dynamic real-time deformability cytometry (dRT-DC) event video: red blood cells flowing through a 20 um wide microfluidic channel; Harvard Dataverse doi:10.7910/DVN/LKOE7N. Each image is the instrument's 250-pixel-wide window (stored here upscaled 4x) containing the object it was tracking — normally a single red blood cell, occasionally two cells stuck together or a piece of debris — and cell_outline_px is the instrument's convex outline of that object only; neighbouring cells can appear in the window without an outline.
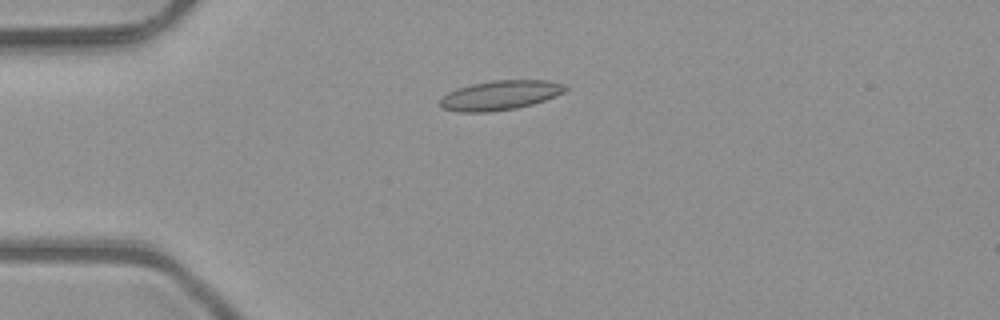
{"species": "common noctule bat (a hibernating species)", "species_latin": "Nyctalus noctula", "temperature_condition": "room temperature", "stored_images_in_passage": 6, "camera_frame_rate_fps": 3000, "um_per_image_px": 0.085, "animal": {"sex": "male", "body_mass_g": 23.1, "forearm_length_mm": 52.7}, "frame": {"image": 1, "passage_image": 4, "time_ms": 1.0, "image_size_px": [1000, 320], "cell_outline_px": [[568, 88], [564, 92], [556, 96], [532, 104], [516, 108], [488, 112], [456, 112], [440, 108], [440, 100], [448, 92], [456, 88], [472, 84], [492, 80], [548, 80], [564, 84]], "centroid_in_image_um": [42.5, 8.09], "position_along_channel_um": 42.5, "area_um2": 21.62}}
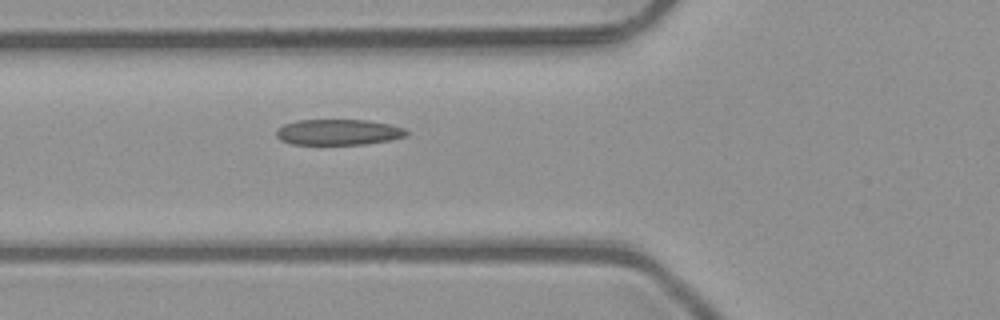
{"frame": {"image": 2, "passage_image": 6, "time_ms": 1.667, "image_size_px": [1000, 320], "cell_outline_px": [[408, 136], [388, 140], [364, 144], [292, 144], [280, 140], [276, 136], [276, 128], [284, 124], [296, 120], [368, 120], [388, 124], [404, 128], [408, 132]], "centroid_in_image_um": [28.73, 11.23], "position_along_channel_um": 97.1, "area_um2": 19.54}}